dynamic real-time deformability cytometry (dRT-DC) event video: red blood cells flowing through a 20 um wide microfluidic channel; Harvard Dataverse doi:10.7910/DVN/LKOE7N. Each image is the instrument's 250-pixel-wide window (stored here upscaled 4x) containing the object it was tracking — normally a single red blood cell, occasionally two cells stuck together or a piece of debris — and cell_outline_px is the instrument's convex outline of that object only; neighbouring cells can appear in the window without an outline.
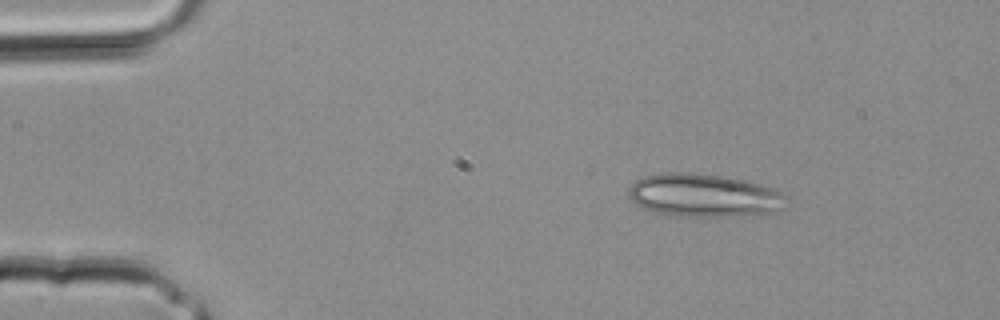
{"species": "common noctule bat (a hibernating species)", "species_latin": "Nyctalus noctula", "temperature_condition": "room temperature", "stored_images_in_passage": 3, "camera_frame_rate_fps": 3000, "um_per_image_px": 0.085, "animal": {"sex": "male", "body_mass_g": 20.4}, "frame": {"image": 1, "passage_image": 2, "time_ms": 0.333, "image_size_px": [1000, 320], "cell_outline_px": [[788, 196], [784, 208], [780, 212], [736, 216], [676, 216], [656, 212], [644, 208], [636, 204], [628, 196], [628, 188], [636, 180], [644, 176], [660, 172], [692, 172], [720, 176], [760, 184], [776, 188]], "centroid_in_image_um": [59.87, 16.61], "position_along_channel_um": 25.1, "area_um2": 40.0}}